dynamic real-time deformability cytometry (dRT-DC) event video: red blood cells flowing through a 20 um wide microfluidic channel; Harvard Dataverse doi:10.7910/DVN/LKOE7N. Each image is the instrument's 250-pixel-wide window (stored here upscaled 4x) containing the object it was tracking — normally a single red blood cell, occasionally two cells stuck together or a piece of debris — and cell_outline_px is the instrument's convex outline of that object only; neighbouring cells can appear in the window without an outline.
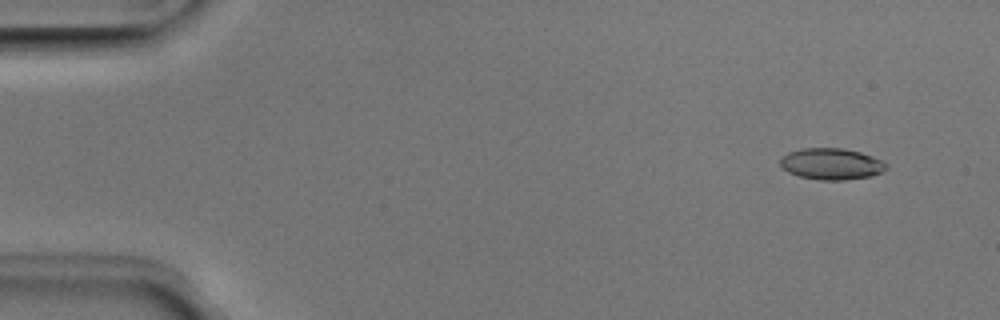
{"species": "Egyptian fruit bat (a non-hibernating species)", "species_latin": "Rousettus aegyptiacus", "temperature_condition": "room temperature", "stored_images_in_passage": 49, "camera_frame_rate_fps": 3000, "um_per_image_px": 0.085, "animal": {"sex": "male"}, "frame": {"image": 1, "passage_image": 2, "time_ms": 0.333, "image_size_px": [1000, 320], "cell_outline_px": [[888, 168], [872, 176], [844, 180], [820, 180], [800, 176], [788, 172], [780, 164], [780, 160], [788, 152], [804, 148], [840, 148], [860, 152], [872, 156], [888, 164]], "centroid_in_image_um": [70.69, 13.93], "position_along_channel_um": 14.3, "area_um2": 19.25}}
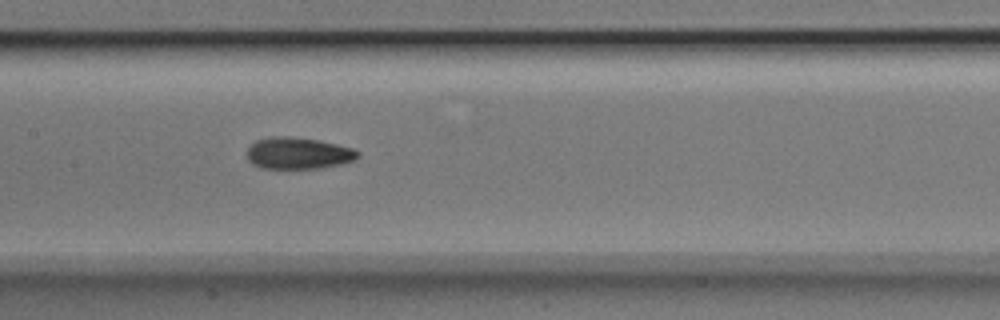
{"frame": {"image": 2, "passage_image": 23, "time_ms": 7.333, "image_size_px": [1000, 320], "cell_outline_px": [[360, 156], [356, 160], [324, 168], [260, 168], [252, 164], [248, 160], [244, 152], [256, 140], [268, 136], [288, 136], [320, 140], [352, 148], [360, 152]], "centroid_in_image_um": [25.33, 13.02], "position_along_channel_um": 182.1, "area_um2": 20.81}}
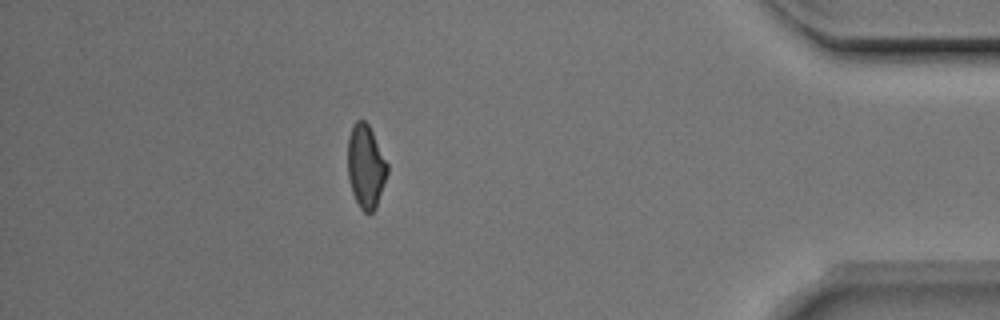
{"frame": {"image": 3, "passage_image": 43, "time_ms": 14.0, "image_size_px": [1000, 320], "cell_outline_px": [[388, 172], [376, 208], [372, 212], [364, 212], [360, 208], [352, 192], [348, 176], [348, 136], [352, 124], [356, 120], [364, 120], [368, 124], [388, 164]], "centroid_in_image_um": [31.08, 14.13], "position_along_channel_um": 404.1, "area_um2": 19.19}, "authors_computed_cell_mechanics": {"area_um2": 19.7676, "velocity_mm_per_s": 3.9986, "shape_relaxation_time_tau1_ms": 4.1265, "shape_relaxation_time_tau2_ms": 3.8293, "deformation_change_tau1": 0.1511, "deformation_change_tau2": 0.0929}}